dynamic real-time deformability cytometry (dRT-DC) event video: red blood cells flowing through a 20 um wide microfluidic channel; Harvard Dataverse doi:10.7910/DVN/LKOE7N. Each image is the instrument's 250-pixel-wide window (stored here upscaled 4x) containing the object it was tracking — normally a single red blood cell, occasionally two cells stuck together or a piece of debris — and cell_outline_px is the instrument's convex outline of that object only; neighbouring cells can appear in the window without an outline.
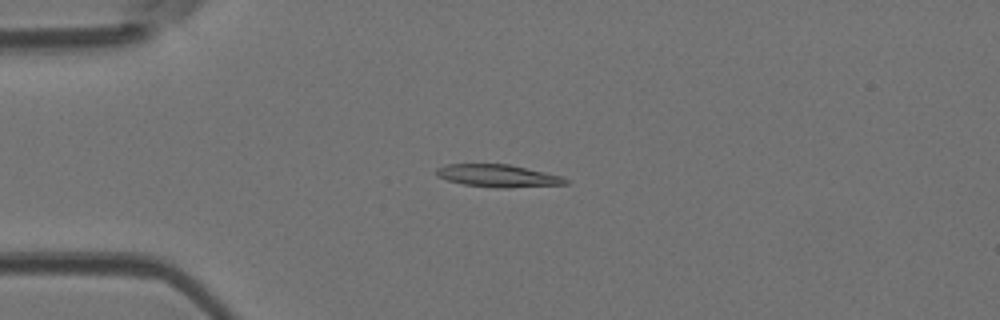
{"species": "Egyptian fruit bat (a non-hibernating species)", "species_latin": "Rousettus aegyptiacus", "temperature_condition": "room temperature", "stored_images_in_passage": 5, "camera_frame_rate_fps": 3000, "um_per_image_px": 0.085, "animal": {"sex": "female"}, "frame": {"image": 1, "passage_image": 3, "time_ms": 0.667, "image_size_px": [1000, 320], "cell_outline_px": [[568, 184], [508, 188], [496, 188], [464, 184], [448, 180], [436, 176], [436, 168], [448, 164], [508, 164], [544, 172], [560, 176], [568, 180]], "centroid_in_image_um": [42.31, 14.95], "position_along_channel_um": 42.7, "area_um2": 16.82}}
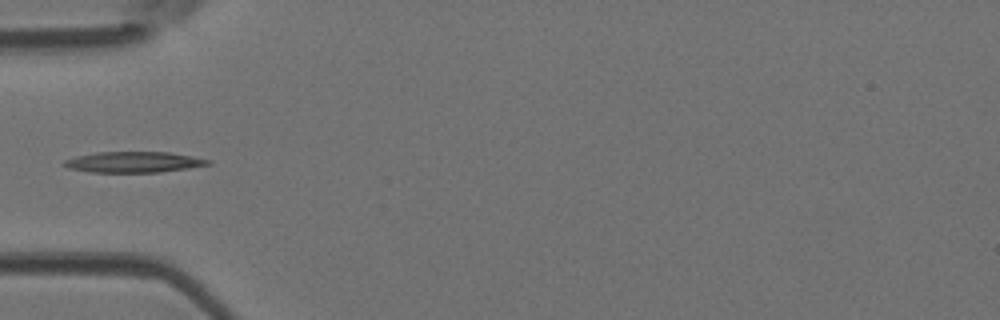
{"frame": {"image": 2, "passage_image": 4, "time_ms": 1.0, "image_size_px": [1000, 320], "cell_outline_px": [[212, 164], [188, 168], [160, 172], [88, 172], [68, 168], [60, 164], [64, 160], [76, 156], [96, 152], [172, 152], [212, 160]], "centroid_in_image_um": [11.35, 13.77], "position_along_channel_um": 73.6, "area_um2": 17.63}}
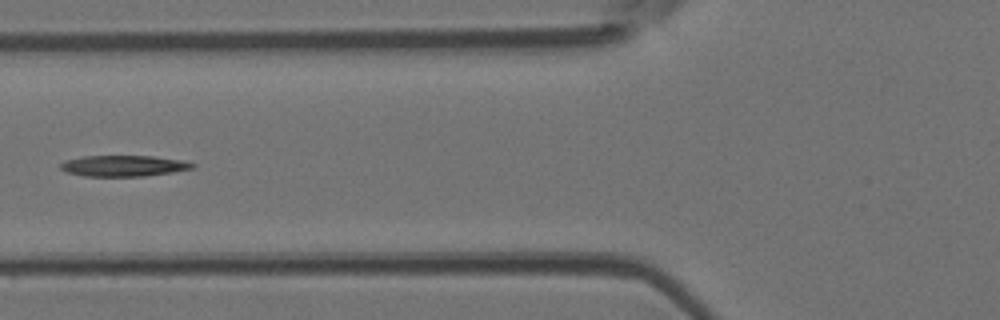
{"frame": {"image": 3, "passage_image": 5, "time_ms": 1.333, "image_size_px": [1000, 320], "cell_outline_px": [[196, 168], [172, 172], [144, 176], [84, 176], [68, 172], [60, 168], [60, 164], [64, 160], [84, 156], [152, 156], [180, 160], [196, 164]], "centroid_in_image_um": [10.51, 14.09], "position_along_channel_um": 115.3, "area_um2": 16.07}}